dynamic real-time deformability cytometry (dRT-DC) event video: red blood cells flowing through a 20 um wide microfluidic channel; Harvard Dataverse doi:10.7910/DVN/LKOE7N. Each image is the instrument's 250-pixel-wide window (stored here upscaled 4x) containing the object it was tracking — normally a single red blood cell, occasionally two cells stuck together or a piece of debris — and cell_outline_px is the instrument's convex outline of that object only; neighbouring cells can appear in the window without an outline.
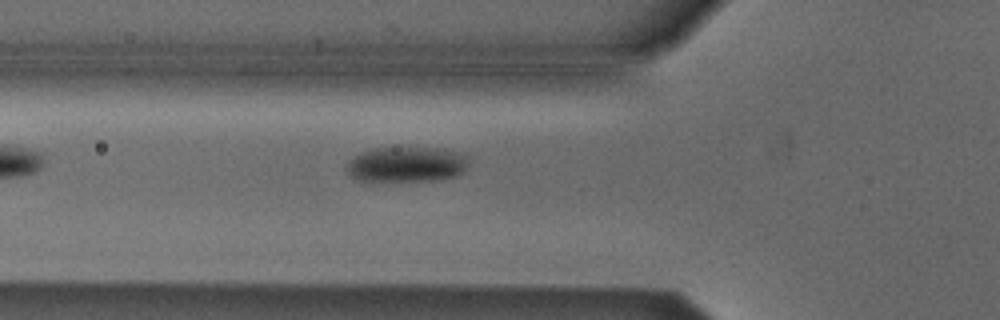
{"species": "Egyptian fruit bat (a non-hibernating species)", "species_latin": "Rousettus aegyptiacus", "temperature_condition": "cold", "stored_images_in_passage": 5, "camera_frame_rate_fps": 3000, "um_per_image_px": 0.085, "animal": {"sex": "male"}, "frame": {"image": 1, "passage_image": 5, "time_ms": 4.667, "image_size_px": [1000, 320], "cell_outline_px": [[468, 164], [464, 172], [456, 176], [440, 180], [356, 180], [348, 176], [344, 168], [348, 160], [360, 152], [372, 148], [440, 148], [456, 152], [468, 156]], "centroid_in_image_um": [34.52, 13.97], "position_along_channel_um": 91.3, "area_um2": 25.32}}